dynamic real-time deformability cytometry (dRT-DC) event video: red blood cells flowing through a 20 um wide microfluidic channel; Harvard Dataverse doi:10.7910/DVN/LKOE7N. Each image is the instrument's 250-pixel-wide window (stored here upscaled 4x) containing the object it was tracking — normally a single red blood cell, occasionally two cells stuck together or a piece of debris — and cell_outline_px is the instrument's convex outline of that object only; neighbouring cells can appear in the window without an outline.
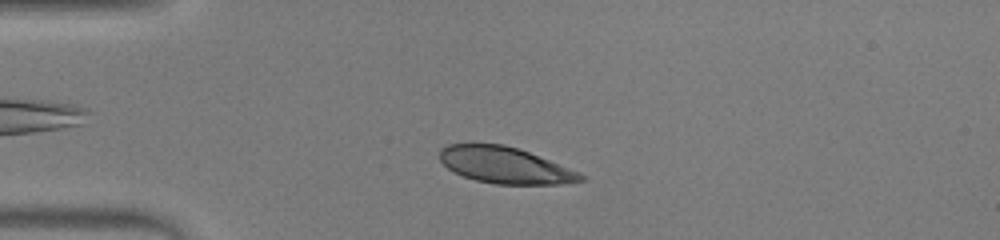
{"species": "human", "species_latin": "Homo sapiens", "temperature_condition": "warm", "stored_images_in_passage": 42, "camera_frame_rate_fps": 3000, "um_per_image_px": 0.085, "donor": {"sex": "male"}, "frame": {"image": 1, "passage_image": 6, "time_ms": 1.667, "image_size_px": [1000, 240], "cell_outline_px": [[588, 180], [556, 184], [496, 184], [476, 180], [452, 172], [440, 160], [440, 148], [448, 144], [504, 144], [528, 152], [580, 172], [588, 176]], "centroid_in_image_um": [42.94, 14.05], "position_along_channel_um": 42.1, "area_um2": 29.77}}
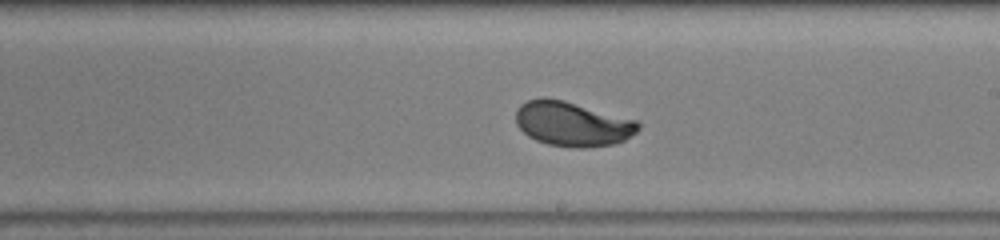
{"frame": {"image": 2, "passage_image": 22, "time_ms": 7.0, "image_size_px": [1000, 240], "cell_outline_px": [[640, 128], [636, 132], [624, 140], [612, 144], [584, 148], [572, 148], [548, 144], [536, 140], [528, 136], [516, 124], [516, 108], [520, 104], [528, 100], [544, 96], [564, 100], [636, 120], [640, 124]], "centroid_in_image_um": [48.62, 10.52], "position_along_channel_um": 240.4, "area_um2": 31.91}}
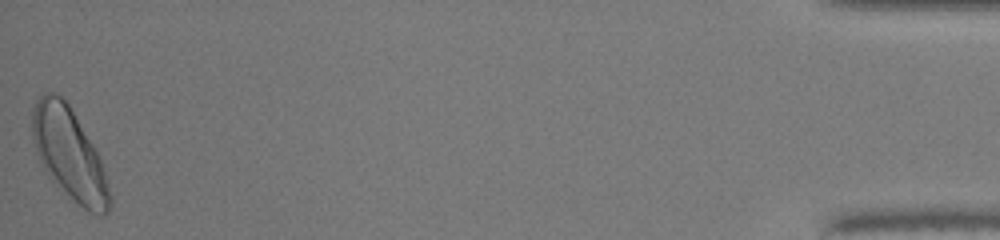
{"frame": {"image": 3, "passage_image": 42, "time_ms": 13.667, "image_size_px": [1000, 240], "cell_outline_px": [[112, 204], [108, 212], [104, 216], [96, 216], [88, 212], [52, 180], [40, 160], [36, 152], [32, 140], [32, 108], [36, 100], [44, 92], [56, 92], [68, 104], [92, 144], [100, 160], [112, 196]], "centroid_in_image_um": [5.89, 13.1], "position_along_channel_um": 429.3, "area_um2": 40.75}, "authors_computed_cell_mechanics": {"area_um2": 31.9056, "velocity_mm_per_s": 4.2562, "shape_relaxation_time_tau1_ms": 2.1968, "shape_relaxation_time_tau2_ms": null, "deformation_change_tau1": 0.1745, "deformation_change_tau2": null}}